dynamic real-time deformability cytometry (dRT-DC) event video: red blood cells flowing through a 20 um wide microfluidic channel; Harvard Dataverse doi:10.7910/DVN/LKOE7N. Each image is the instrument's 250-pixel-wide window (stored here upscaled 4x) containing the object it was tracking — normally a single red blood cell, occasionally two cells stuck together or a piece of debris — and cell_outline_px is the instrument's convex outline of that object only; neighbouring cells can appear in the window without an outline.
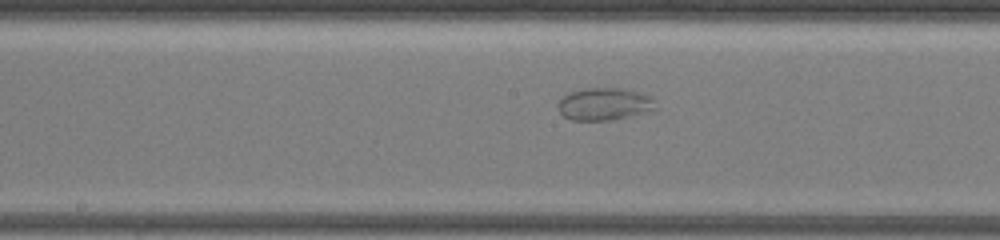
{"species": "common noctule bat (a hibernating species)", "species_latin": "Nyctalus noctula", "temperature_condition": "warm", "stored_images_in_passage": 71, "segment_of_instrument_passage": [2, 2], "camera_frame_rate_fps": 3000, "um_per_image_px": 0.085, "animal": {"sex": "female", "body_mass_g": 19.5, "forearm_length_mm": 54.1}, "frame": {"image": 1, "passage_image": 38, "time_ms": 14.667, "image_size_px": [1000, 240], "cell_outline_px": [[656, 108], [632, 116], [612, 120], [572, 120], [564, 116], [560, 112], [556, 104], [564, 96], [572, 92], [584, 88], [620, 88], [652, 96]], "centroid_in_image_um": [51.35, 8.85], "position_along_channel_um": 196.8, "area_um2": 18.26}}
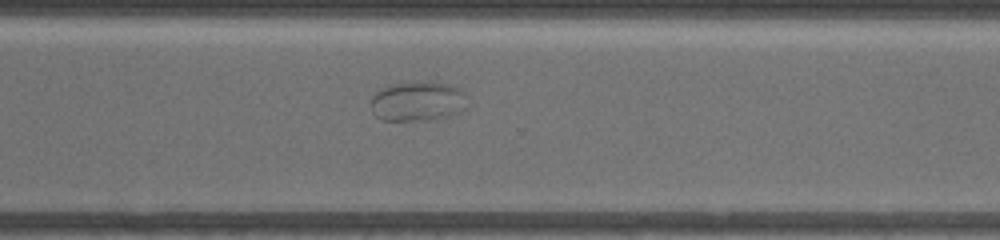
{"frame": {"image": 2, "passage_image": 52, "time_ms": 19.667, "image_size_px": [1000, 240], "cell_outline_px": [[468, 108], [460, 112], [436, 120], [384, 120], [376, 116], [372, 112], [372, 96], [380, 88], [392, 84], [416, 80], [428, 80], [448, 84], [464, 88]], "centroid_in_image_um": [35.57, 8.58], "position_along_channel_um": 335.0, "area_um2": 23.12}}
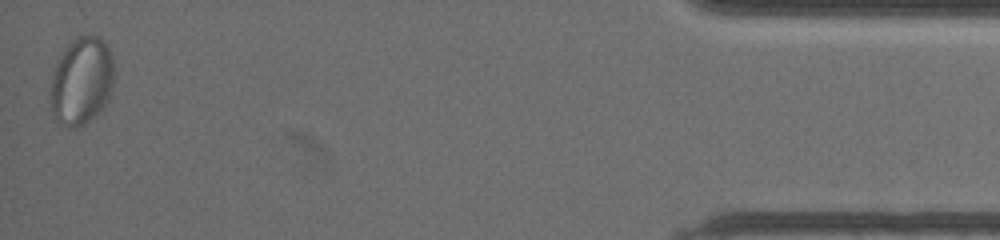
{"frame": {"image": 3, "passage_image": 69, "time_ms": 25.667, "image_size_px": [1000, 240], "cell_outline_px": [[112, 96], [84, 124], [72, 128], [68, 128], [60, 124], [56, 120], [52, 108], [52, 76], [56, 64], [68, 44], [76, 36], [96, 36], [104, 40], [112, 56]], "centroid_in_image_um": [6.94, 6.87], "position_along_channel_um": 428.3, "area_um2": 31.79}}